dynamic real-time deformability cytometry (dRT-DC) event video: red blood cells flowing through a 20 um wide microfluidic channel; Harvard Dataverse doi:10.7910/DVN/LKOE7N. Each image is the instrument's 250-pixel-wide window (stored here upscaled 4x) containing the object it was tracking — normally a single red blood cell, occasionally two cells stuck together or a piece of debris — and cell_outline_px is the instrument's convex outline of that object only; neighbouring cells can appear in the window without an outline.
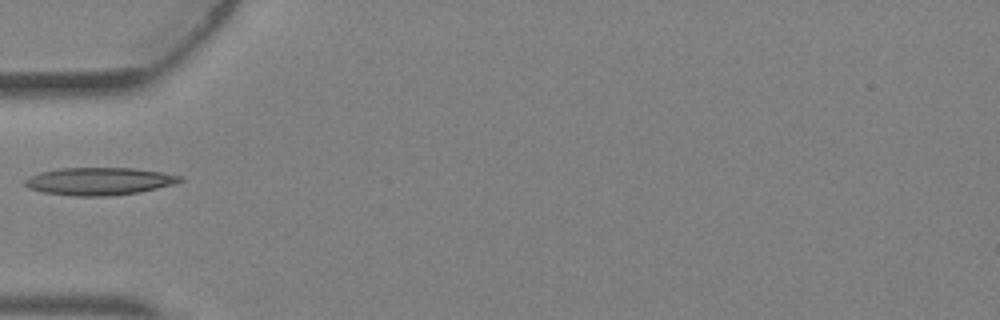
{"species": "Egyptian fruit bat (a non-hibernating species)", "species_latin": "Rousettus aegyptiacus", "temperature_condition": "warm", "stored_images_in_passage": 4, "camera_frame_rate_fps": 3000, "um_per_image_px": 0.085, "animal": {"sex": "female"}, "frame": {"image": 1, "passage_image": 4, "time_ms": 1.0, "image_size_px": [1000, 320], "cell_outline_px": [[184, 180], [172, 184], [140, 192], [108, 196], [72, 196], [44, 192], [28, 188], [24, 184], [24, 180], [28, 176], [40, 172], [60, 168], [132, 168], [160, 172], [184, 176]], "centroid_in_image_um": [8.41, 15.4], "position_along_channel_um": 76.6, "area_um2": 24.91}}